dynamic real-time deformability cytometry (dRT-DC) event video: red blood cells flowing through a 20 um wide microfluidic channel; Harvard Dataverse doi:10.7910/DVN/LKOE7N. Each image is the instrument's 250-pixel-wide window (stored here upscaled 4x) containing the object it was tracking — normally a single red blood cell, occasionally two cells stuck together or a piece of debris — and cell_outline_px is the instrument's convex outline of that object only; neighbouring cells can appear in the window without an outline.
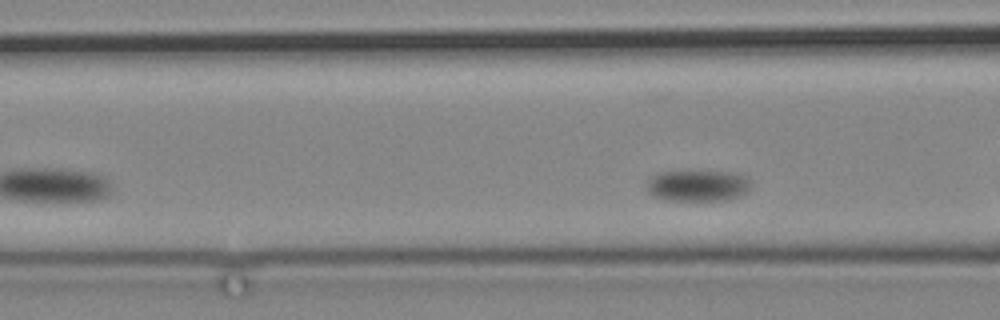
{"species": "common noctule bat (a hibernating species)", "species_latin": "Nyctalus noctula", "temperature_condition": "cold", "stored_images_in_passage": 4, "segment_of_instrument_passage": [2, 2], "camera_frame_rate_fps": 3000, "um_per_image_px": 0.085, "animal": {"sex": "male", "body_mass_g": 19.2, "forearm_length_mm": 51.8}, "frame": {"image": 1, "passage_image": 4, "time_ms": 3.667, "image_size_px": [1000, 320], "cell_outline_px": [[748, 188], [744, 192], [728, 200], [668, 200], [652, 196], [648, 188], [648, 180], [652, 176], [660, 172], [728, 172], [744, 176], [748, 180]], "centroid_in_image_um": [59.25, 15.79], "position_along_channel_um": 107.3, "area_um2": 18.32}}